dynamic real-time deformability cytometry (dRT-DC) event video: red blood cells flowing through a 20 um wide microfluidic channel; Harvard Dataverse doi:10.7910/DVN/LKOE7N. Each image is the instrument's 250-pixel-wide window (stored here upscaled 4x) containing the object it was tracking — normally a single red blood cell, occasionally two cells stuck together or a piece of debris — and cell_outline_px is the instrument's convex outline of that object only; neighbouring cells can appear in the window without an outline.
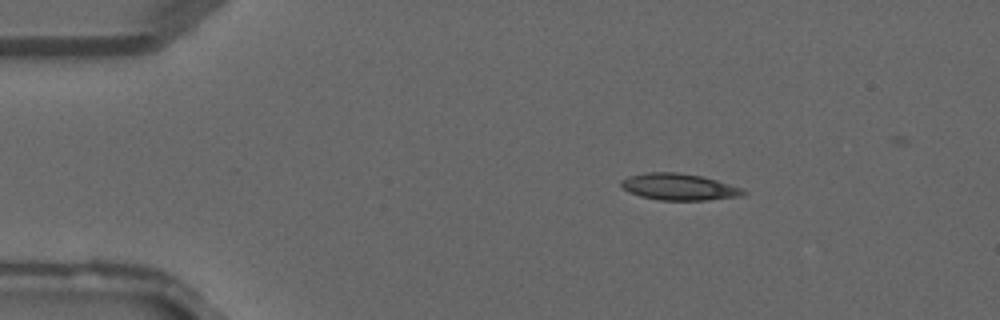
{"species": "common noctule bat (a hibernating species)", "species_latin": "Nyctalus noctula", "temperature_condition": "warm", "stored_images_in_passage": 34, "camera_frame_rate_fps": 3000, "um_per_image_px": 0.085, "animal": {"sex": "male", "forearm_length_mm": 52.5}, "frame": {"image": 1, "passage_image": 1, "time_ms": 0.0, "image_size_px": [1000, 320], "cell_outline_px": [[748, 192], [740, 196], [704, 200], [660, 200], [640, 196], [628, 192], [620, 184], [620, 180], [628, 176], [644, 172], [676, 172], [700, 176], [716, 180], [740, 188]], "centroid_in_image_um": [57.65, 15.88], "position_along_channel_um": 27.4, "area_um2": 18.79}}
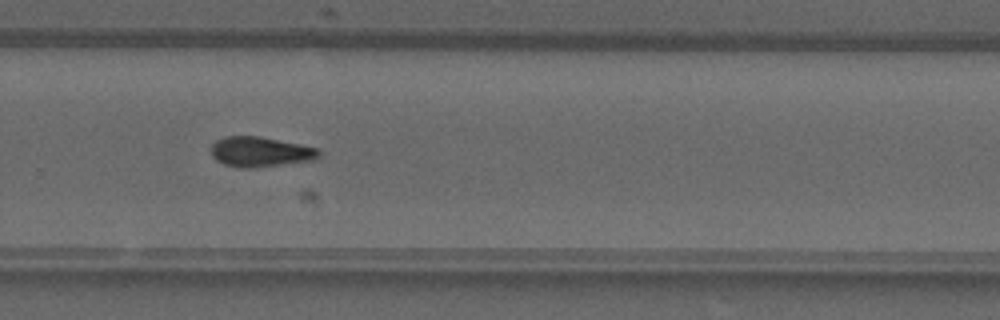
{"frame": {"image": 2, "passage_image": 21, "time_ms": 6.667, "image_size_px": [1000, 320], "cell_outline_px": [[320, 156], [312, 160], [280, 164], [244, 168], [224, 164], [216, 160], [212, 156], [208, 148], [216, 140], [224, 136], [260, 136], [320, 148]], "centroid_in_image_um": [22.09, 12.88], "position_along_channel_um": 307.7, "area_um2": 18.84}}
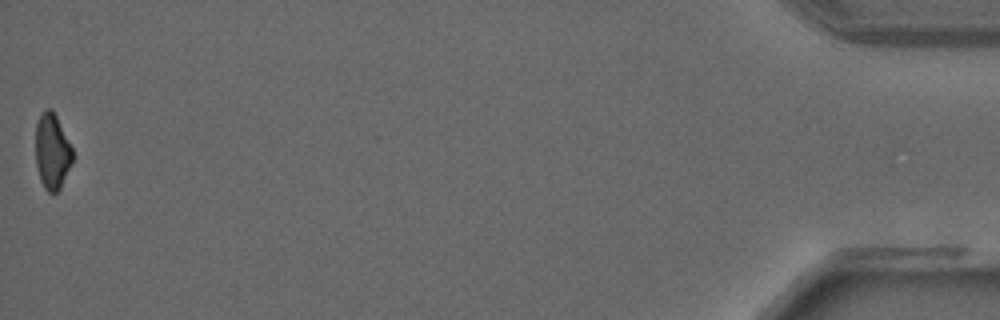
{"frame": {"image": 3, "passage_image": 34, "time_ms": 11.0, "image_size_px": [1000, 320], "cell_outline_px": [[72, 160], [60, 188], [56, 192], [48, 192], [44, 188], [40, 180], [36, 164], [36, 124], [44, 108], [52, 108], [72, 148]], "centroid_in_image_um": [4.41, 12.85], "position_along_channel_um": 430.8, "area_um2": 16.01}}